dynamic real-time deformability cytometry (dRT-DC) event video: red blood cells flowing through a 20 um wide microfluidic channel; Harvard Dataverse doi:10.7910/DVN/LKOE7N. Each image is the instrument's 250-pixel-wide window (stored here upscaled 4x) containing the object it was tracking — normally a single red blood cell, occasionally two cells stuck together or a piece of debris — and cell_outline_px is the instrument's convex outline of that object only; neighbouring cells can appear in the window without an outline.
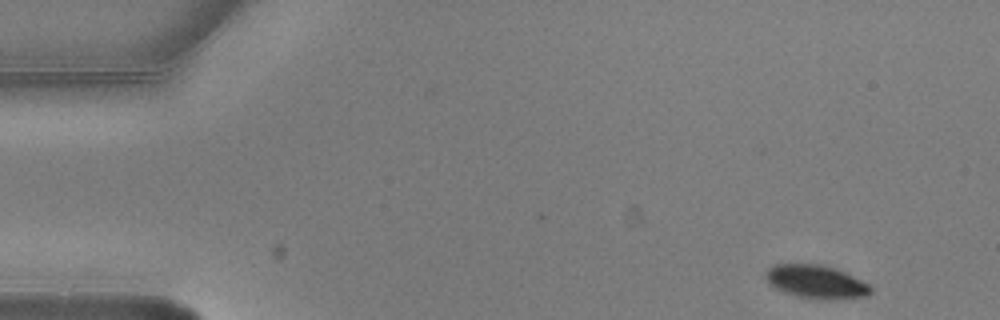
{"species": "common noctule bat (a hibernating species)", "species_latin": "Nyctalus noctula", "temperature_condition": "warm", "stored_images_in_passage": 10, "camera_frame_rate_fps": 3000, "um_per_image_px": 0.085, "animal": {"sex": "male", "body_mass_g": 20.5, "forearm_length_mm": 52.5}, "frame": {"image": 1, "passage_image": 1, "time_ms": 0.0, "image_size_px": [1000, 320], "cell_outline_px": [[872, 292], [864, 296], [832, 300], [820, 300], [800, 296], [784, 292], [768, 284], [764, 276], [764, 272], [768, 268], [776, 264], [820, 264], [836, 268], [868, 284], [872, 288]], "centroid_in_image_um": [69.33, 23.95], "position_along_channel_um": 15.7, "area_um2": 20.4}}
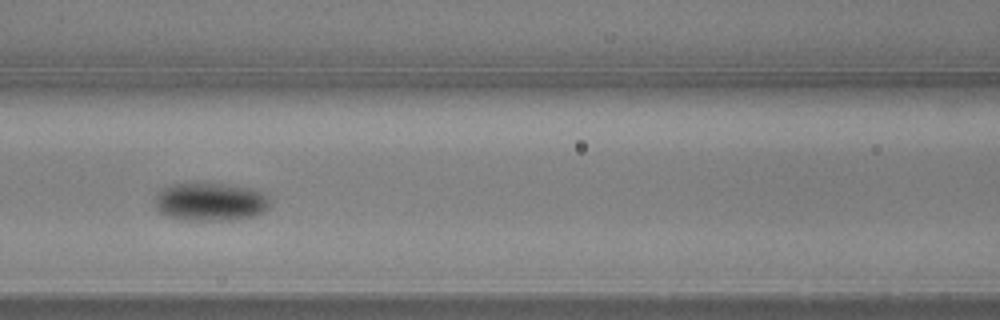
{"frame": {"image": 2, "passage_image": 6, "time_ms": 1.667, "image_size_px": [1000, 320], "cell_outline_px": [[268, 208], [264, 212], [256, 216], [232, 220], [184, 220], [164, 216], [156, 208], [156, 192], [160, 188], [168, 184], [192, 180], [200, 180], [248, 188], [260, 192], [268, 196]], "centroid_in_image_um": [17.79, 17.11], "position_along_channel_um": 148.8, "area_um2": 26.59}}
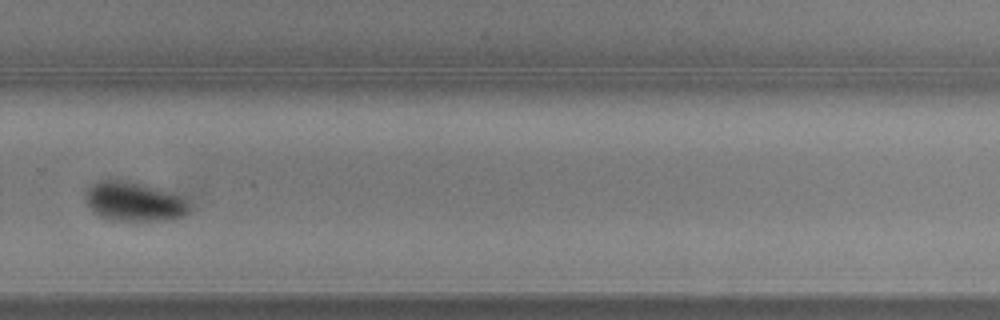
{"frame": {"image": 3, "passage_image": 10, "time_ms": 3.0, "image_size_px": [1000, 320], "cell_outline_px": [[192, 204], [188, 212], [172, 220], [116, 220], [100, 216], [88, 204], [88, 188], [92, 184], [108, 176], [156, 188], [184, 196]], "centroid_in_image_um": [11.46, 17.1], "position_along_channel_um": 318.3, "area_um2": 23.7}}